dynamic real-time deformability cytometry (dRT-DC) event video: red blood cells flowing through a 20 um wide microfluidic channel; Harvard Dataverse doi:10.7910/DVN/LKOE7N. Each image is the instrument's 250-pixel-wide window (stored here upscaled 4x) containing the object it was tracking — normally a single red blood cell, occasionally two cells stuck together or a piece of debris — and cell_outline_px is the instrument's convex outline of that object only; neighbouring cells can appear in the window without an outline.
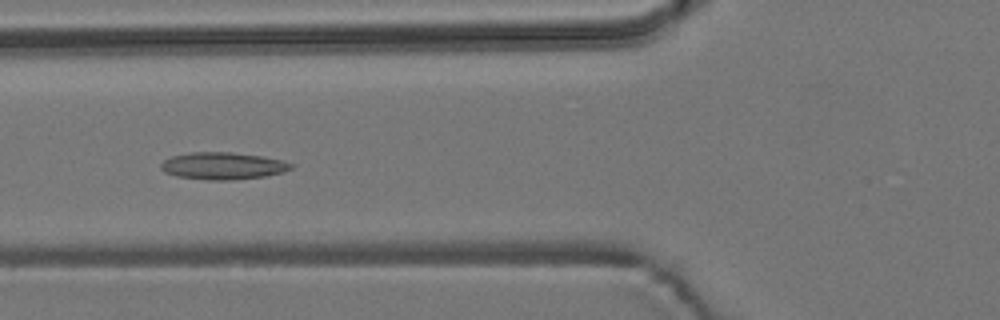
{"species": "common noctule bat (a hibernating species)", "species_latin": "Nyctalus noctula", "temperature_condition": "room temperature", "stored_images_in_passage": 7, "camera_frame_rate_fps": 3000, "um_per_image_px": 0.085, "animal": {"sex": "male", "body_mass_g": 19.2, "forearm_length_mm": 51.8}, "frame": {"image": 1, "passage_image": 6, "time_ms": 1.667, "image_size_px": [1000, 320], "cell_outline_px": [[296, 164], [292, 168], [284, 172], [264, 176], [232, 180], [208, 180], [176, 176], [164, 172], [160, 168], [160, 164], [164, 160], [172, 156], [192, 152], [232, 152], [264, 156], [284, 160]], "centroid_in_image_um": [18.98, 14.09], "position_along_channel_um": 106.8, "area_um2": 20.81}}
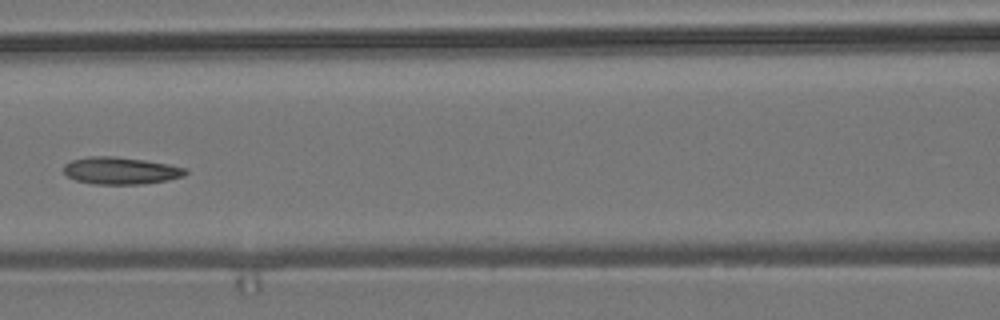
{"frame": {"image": 2, "passage_image": 7, "time_ms": 2.0, "image_size_px": [1000, 320], "cell_outline_px": [[188, 172], [184, 176], [168, 180], [144, 184], [92, 184], [76, 180], [68, 176], [64, 172], [64, 164], [72, 160], [88, 156], [116, 156], [144, 160], [168, 164], [188, 168]], "centroid_in_image_um": [10.28, 14.5], "position_along_channel_um": 156.3, "area_um2": 19.42}}